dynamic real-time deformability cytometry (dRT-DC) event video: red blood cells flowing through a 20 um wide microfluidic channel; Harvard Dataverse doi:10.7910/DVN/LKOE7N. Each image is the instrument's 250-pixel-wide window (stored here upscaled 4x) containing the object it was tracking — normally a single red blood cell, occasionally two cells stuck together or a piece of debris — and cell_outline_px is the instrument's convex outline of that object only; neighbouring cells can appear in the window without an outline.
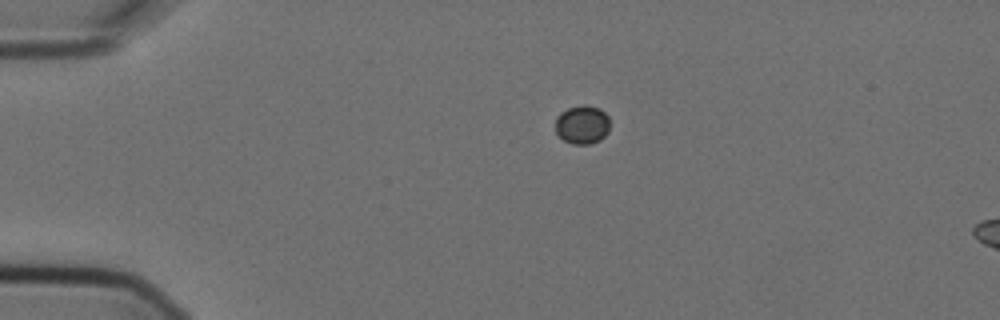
{"species": "Egyptian fruit bat (a non-hibernating species)", "species_latin": "Rousettus aegyptiacus", "temperature_condition": "cold", "stored_images_in_passage": 3, "camera_frame_rate_fps": 3000, "um_per_image_px": 0.085, "animal": {"sex": "female"}, "frame": {"image": 1, "passage_image": 1, "time_ms": 0.0, "image_size_px": [1000, 320], "cell_outline_px": [[608, 132], [600, 140], [588, 144], [572, 144], [556, 136], [556, 116], [560, 112], [568, 108], [580, 104], [588, 104], [600, 108], [608, 116]], "centroid_in_image_um": [49.46, 10.58], "position_along_channel_um": 35.5, "area_um2": 12.48}}